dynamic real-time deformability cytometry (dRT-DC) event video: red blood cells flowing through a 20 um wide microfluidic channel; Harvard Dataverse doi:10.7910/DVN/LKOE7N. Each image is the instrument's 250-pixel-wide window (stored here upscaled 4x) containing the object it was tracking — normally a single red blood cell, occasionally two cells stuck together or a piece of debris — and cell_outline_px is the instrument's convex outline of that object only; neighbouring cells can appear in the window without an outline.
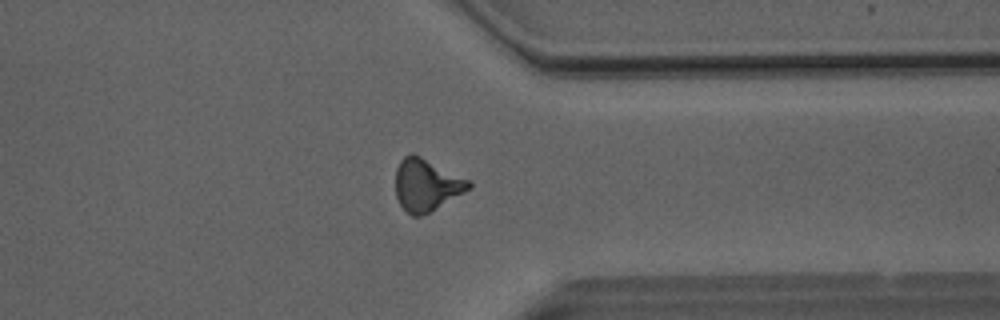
{"species": "Egyptian fruit bat (a non-hibernating species)", "species_latin": "Rousettus aegyptiacus", "temperature_condition": "room temperature", "stored_images_in_passage": 52, "camera_frame_rate_fps": 3000, "um_per_image_px": 0.085, "animal": {"sex": "male"}, "frame": {"image": 1, "passage_image": 40, "time_ms": 13.0, "image_size_px": [1000, 320], "cell_outline_px": [[472, 188], [428, 212], [420, 216], [412, 216], [400, 204], [396, 196], [396, 168], [400, 160], [404, 156], [412, 152], [468, 180], [472, 184]], "centroid_in_image_um": [36.22, 15.71], "position_along_channel_um": 375.2, "area_um2": 21.79}}
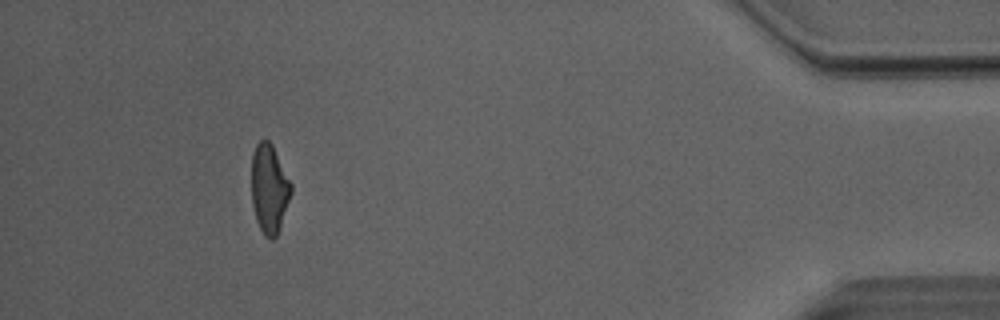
{"frame": {"image": 2, "passage_image": 47, "time_ms": 15.333, "image_size_px": [1000, 320], "cell_outline_px": [[292, 192], [276, 236], [272, 240], [264, 236], [256, 220], [252, 204], [252, 152], [256, 144], [260, 140], [268, 140], [272, 144], [292, 184]], "centroid_in_image_um": [22.88, 16.02], "position_along_channel_um": 412.3, "area_um2": 20.4}, "authors_computed_cell_mechanics": {"area_um2": 21.9929, "velocity_mm_per_s": 4.0561, "shape_relaxation_time_tau1_ms": 9.4222, "shape_relaxation_time_tau2_ms": 2.1475, "deformation_change_tau1": 0.2191, "deformation_change_tau2": 0.102}}